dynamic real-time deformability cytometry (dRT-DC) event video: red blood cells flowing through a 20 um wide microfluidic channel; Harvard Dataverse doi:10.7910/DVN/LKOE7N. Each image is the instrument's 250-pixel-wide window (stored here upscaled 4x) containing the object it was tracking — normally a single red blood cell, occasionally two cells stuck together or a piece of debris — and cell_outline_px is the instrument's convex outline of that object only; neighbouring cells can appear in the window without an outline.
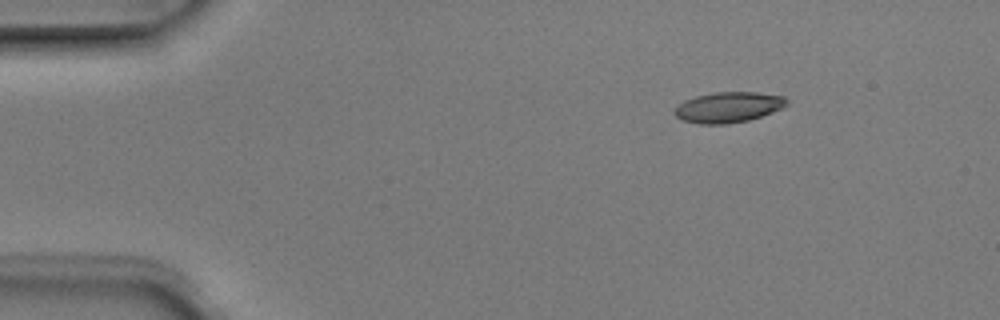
{"species": "Egyptian fruit bat (a non-hibernating species)", "species_latin": "Rousettus aegyptiacus", "temperature_condition": "room temperature", "stored_images_in_passage": 4, "camera_frame_rate_fps": 3000, "um_per_image_px": 0.085, "animal": {"sex": "male"}, "frame": {"image": 1, "passage_image": 1, "time_ms": 0.0, "image_size_px": [1000, 320], "cell_outline_px": [[788, 104], [784, 108], [748, 120], [728, 124], [700, 124], [684, 120], [676, 116], [672, 112], [684, 100], [696, 96], [716, 92], [756, 92], [784, 96], [788, 100]], "centroid_in_image_um": [61.94, 9.11], "position_along_channel_um": 23.1, "area_um2": 19.94}}
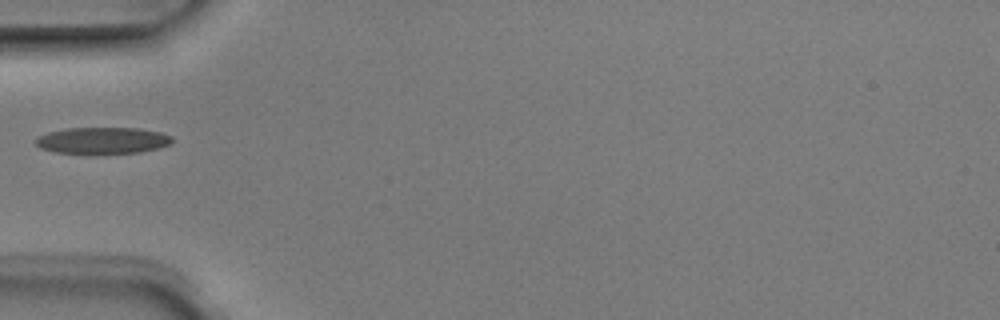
{"frame": {"image": 2, "passage_image": 3, "time_ms": 0.667, "image_size_px": [1000, 320], "cell_outline_px": [[172, 140], [168, 144], [156, 148], [140, 152], [96, 156], [88, 156], [52, 152], [40, 148], [36, 144], [36, 136], [48, 132], [64, 128], [140, 128], [160, 132], [172, 136]], "centroid_in_image_um": [8.63, 11.98], "position_along_channel_um": 76.4, "area_um2": 22.02}}
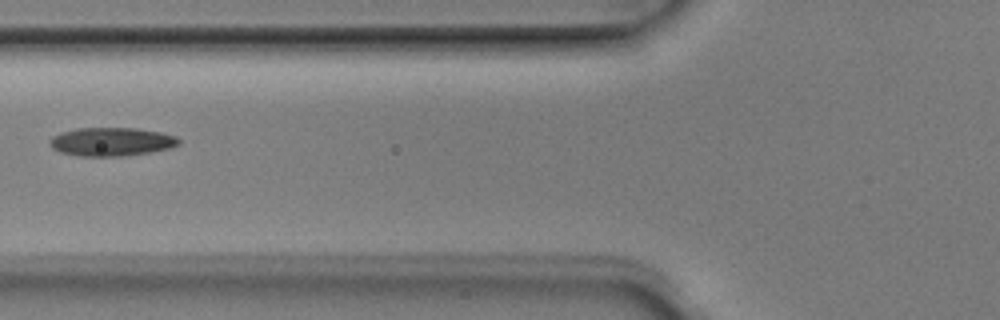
{"frame": {"image": 3, "passage_image": 4, "time_ms": 1.0, "image_size_px": [1000, 320], "cell_outline_px": [[180, 144], [168, 148], [152, 152], [128, 156], [80, 156], [60, 152], [52, 148], [48, 144], [48, 140], [52, 136], [60, 132], [76, 128], [136, 128], [160, 132], [176, 136], [180, 140]], "centroid_in_image_um": [9.44, 12.05], "position_along_channel_um": 116.4, "area_um2": 21.68}}